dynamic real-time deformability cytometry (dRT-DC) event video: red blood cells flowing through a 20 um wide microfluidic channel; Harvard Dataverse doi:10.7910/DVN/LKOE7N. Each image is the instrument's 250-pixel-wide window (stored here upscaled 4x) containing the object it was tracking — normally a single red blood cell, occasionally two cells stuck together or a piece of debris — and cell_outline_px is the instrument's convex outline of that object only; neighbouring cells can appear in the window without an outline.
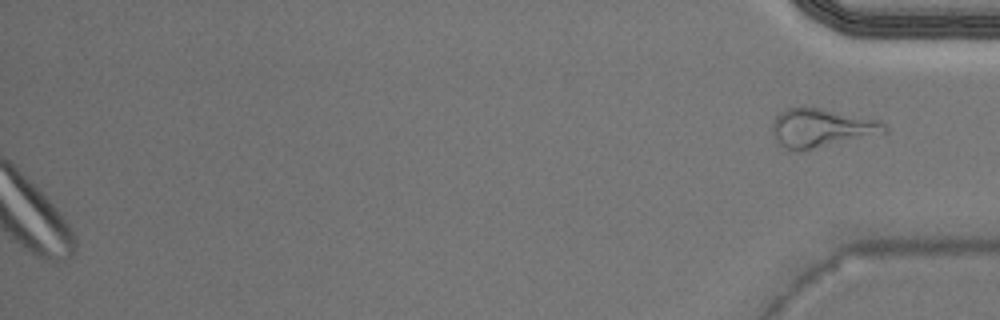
{"species": "Egyptian fruit bat (a non-hibernating species)", "species_latin": "Rousettus aegyptiacus", "temperature_condition": "warm", "stored_images_in_passage": 44, "camera_frame_rate_fps": 3000, "um_per_image_px": 0.085, "animal": {"sex": "male"}, "frame": {"image": 1, "passage_image": 44, "time_ms": 14.333, "image_size_px": [1000, 320], "cell_outline_px": [[884, 132], [812, 148], [784, 148], [776, 140], [772, 128], [772, 124], [776, 116], [784, 108], [820, 108], [880, 120], [884, 124]], "centroid_in_image_um": [69.76, 10.83], "position_along_channel_um": 365.4, "area_um2": 23.99}}